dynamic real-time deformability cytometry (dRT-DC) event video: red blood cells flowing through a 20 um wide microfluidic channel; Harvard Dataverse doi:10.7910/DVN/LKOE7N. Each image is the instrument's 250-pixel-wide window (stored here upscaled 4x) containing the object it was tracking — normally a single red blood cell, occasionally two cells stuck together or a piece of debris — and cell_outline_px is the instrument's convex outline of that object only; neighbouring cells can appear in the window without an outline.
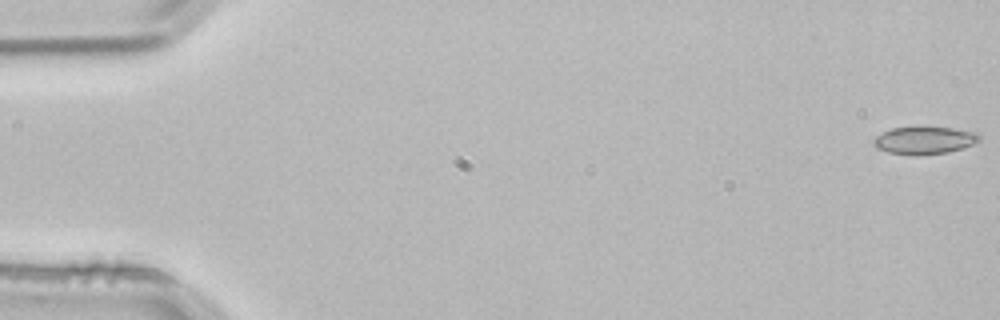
{"species": "common noctule bat (a hibernating species)", "species_latin": "Nyctalus noctula", "temperature_condition": "room temperature", "stored_images_in_passage": 5, "camera_frame_rate_fps": 3000, "um_per_image_px": 0.085, "animal": {"sex": "male", "body_mass_g": 21.5, "forearm_length_mm": 52.0}, "frame": {"image": 1, "passage_image": 1, "time_ms": 0.0, "image_size_px": [1000, 320], "cell_outline_px": [[980, 140], [964, 148], [948, 152], [920, 156], [912, 156], [888, 152], [876, 148], [872, 144], [872, 140], [876, 136], [892, 128], [920, 124], [924, 124], [952, 128], [976, 132], [980, 136]], "centroid_in_image_um": [78.55, 11.9], "position_along_channel_um": 6.5, "area_um2": 17.86}}
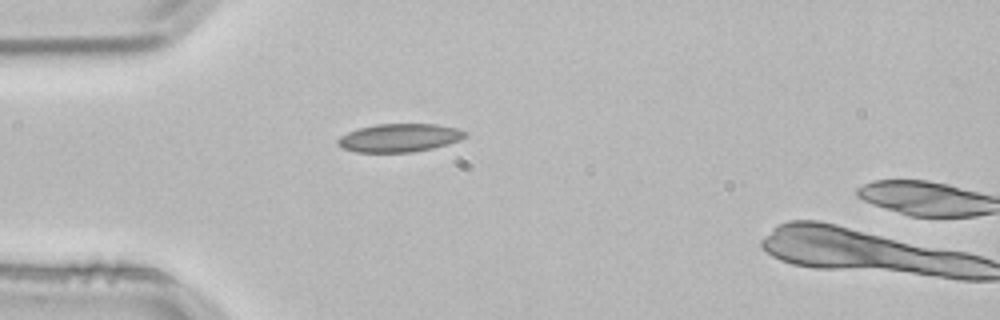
{"frame": {"image": 2, "passage_image": 5, "time_ms": 1.333, "image_size_px": [1000, 320], "cell_outline_px": [[468, 136], [460, 140], [448, 144], [432, 148], [412, 152], [356, 152], [344, 148], [336, 144], [336, 140], [340, 136], [348, 132], [360, 128], [376, 124], [436, 124], [456, 128], [468, 132]], "centroid_in_image_um": [33.97, 11.71], "position_along_channel_um": 51.0, "area_um2": 20.98}}